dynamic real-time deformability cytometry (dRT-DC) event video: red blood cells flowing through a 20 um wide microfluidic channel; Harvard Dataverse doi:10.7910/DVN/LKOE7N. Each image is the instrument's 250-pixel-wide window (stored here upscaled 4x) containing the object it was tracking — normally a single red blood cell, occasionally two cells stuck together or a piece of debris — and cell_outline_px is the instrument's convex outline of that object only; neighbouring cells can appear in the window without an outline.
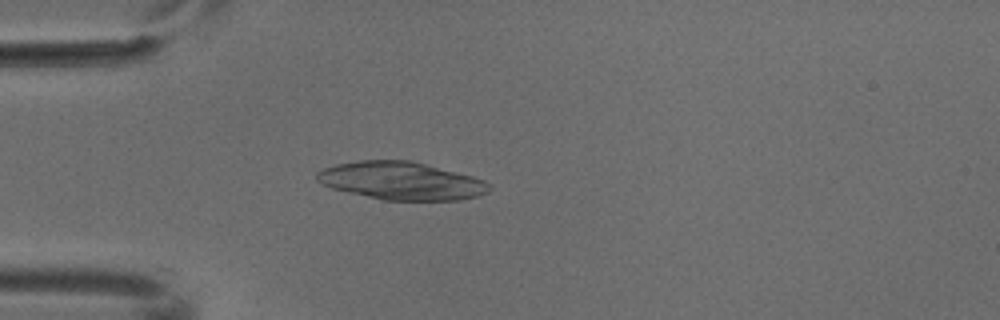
{"species": "common noctule bat (a hibernating species)", "species_latin": "Nyctalus noctula", "temperature_condition": "cold", "stored_images_in_passage": 1, "camera_frame_rate_fps": 3000, "um_per_image_px": 0.085, "animal": {"sex": "male", "body_mass_g": 18.8}, "frame": {"image": 1, "passage_image": 1, "time_ms": 0.0, "image_size_px": [1000, 320], "cell_outline_px": [[492, 188], [488, 192], [476, 196], [460, 200], [384, 200], [348, 192], [332, 188], [316, 180], [316, 172], [324, 168], [336, 164], [360, 160], [408, 160], [472, 176], [484, 180], [492, 184]], "centroid_in_image_um": [34.12, 15.37], "position_along_channel_um": 50.9, "area_um2": 37.8}}